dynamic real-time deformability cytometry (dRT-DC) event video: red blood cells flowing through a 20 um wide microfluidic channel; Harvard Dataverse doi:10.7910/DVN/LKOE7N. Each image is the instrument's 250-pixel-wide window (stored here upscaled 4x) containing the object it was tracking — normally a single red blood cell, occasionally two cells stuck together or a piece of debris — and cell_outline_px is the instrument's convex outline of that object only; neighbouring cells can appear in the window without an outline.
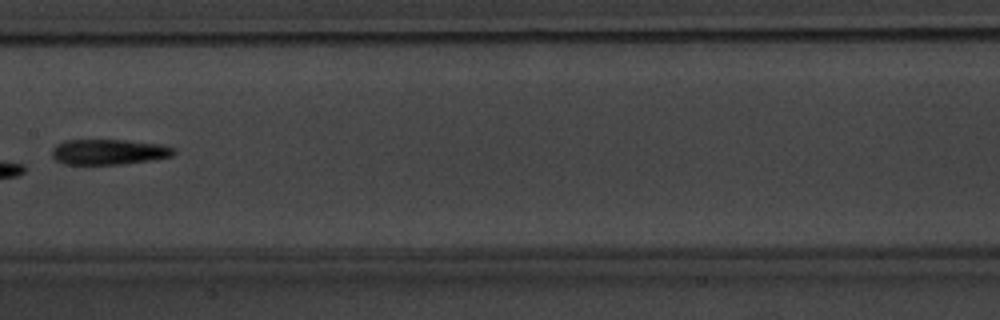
{"species": "common noctule bat (a hibernating species)", "species_latin": "Nyctalus noctula", "temperature_condition": "warm", "stored_images_in_passage": 8, "camera_frame_rate_fps": 3000, "um_per_image_px": 0.085, "animal": {"sex": "male", "body_mass_g": 20.1, "forearm_length_mm": 53.5}, "frame": {"image": 1, "passage_image": 8, "time_ms": 8.333, "image_size_px": [1000, 320], "cell_outline_px": [[176, 152], [172, 156], [148, 160], [120, 164], [64, 164], [56, 160], [52, 156], [52, 148], [56, 144], [64, 140], [124, 140], [160, 144], [176, 148]], "centroid_in_image_um": [9.22, 12.9], "position_along_channel_um": 198.2, "area_um2": 17.98}}